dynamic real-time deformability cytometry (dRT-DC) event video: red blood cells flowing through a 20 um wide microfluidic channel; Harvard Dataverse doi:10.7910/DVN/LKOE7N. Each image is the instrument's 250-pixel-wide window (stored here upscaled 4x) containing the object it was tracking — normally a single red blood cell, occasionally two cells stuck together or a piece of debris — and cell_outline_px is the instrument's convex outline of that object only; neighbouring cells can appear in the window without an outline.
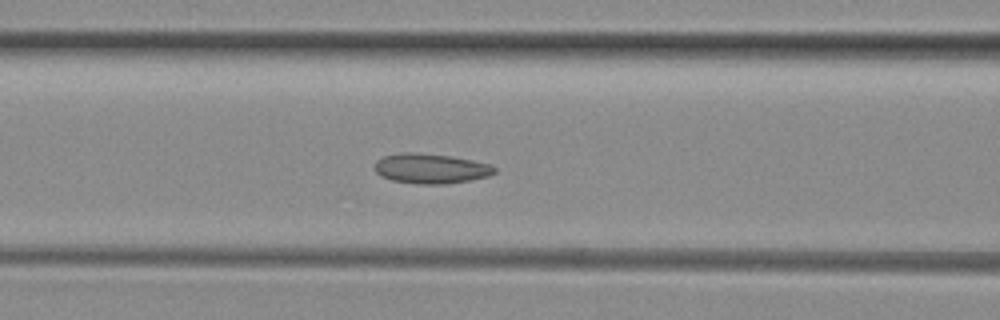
{"species": "common noctule bat (a hibernating species)", "species_latin": "Nyctalus noctula", "temperature_condition": "room temperature", "stored_images_in_passage": 29, "camera_frame_rate_fps": 3000, "um_per_image_px": 0.085, "animal": {"sex": "female", "body_mass_g": 29.2, "forearm_length_mm": 56.3}, "frame": {"image": 1, "passage_image": 11, "time_ms": 3.333, "image_size_px": [1000, 320], "cell_outline_px": [[496, 172], [488, 176], [472, 180], [444, 184], [420, 184], [392, 180], [380, 176], [372, 168], [376, 160], [384, 156], [400, 152], [416, 152], [452, 156], [472, 160], [488, 164], [496, 168]], "centroid_in_image_um": [36.58, 14.32], "position_along_channel_um": 130.0, "area_um2": 21.1}}
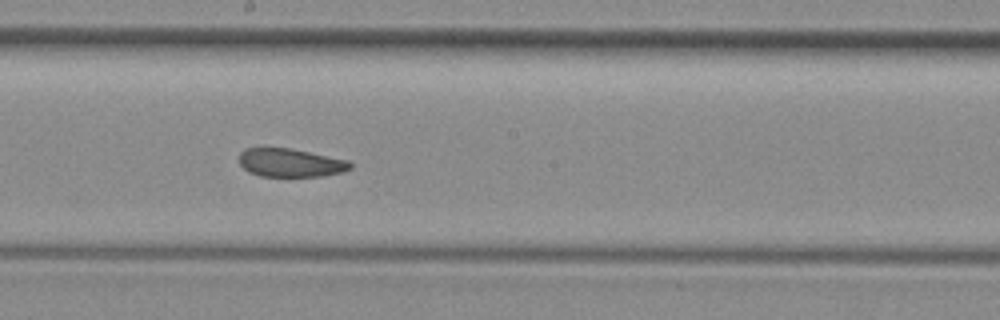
{"frame": {"image": 2, "passage_image": 18, "time_ms": 5.667, "image_size_px": [1000, 320], "cell_outline_px": [[352, 168], [340, 172], [320, 176], [260, 176], [248, 172], [240, 164], [240, 152], [244, 148], [292, 148], [348, 160], [352, 164]], "centroid_in_image_um": [24.67, 13.82], "position_along_channel_um": 223.5, "area_um2": 18.32}}
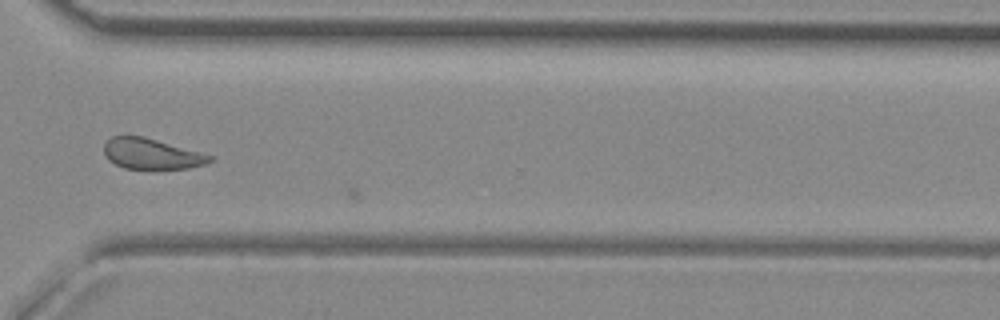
{"frame": {"image": 3, "passage_image": 28, "time_ms": 9.0, "image_size_px": [1000, 320], "cell_outline_px": [[212, 160], [204, 164], [188, 168], [152, 172], [124, 168], [108, 160], [104, 156], [104, 144], [112, 136], [144, 136], [200, 152], [212, 156]], "centroid_in_image_um": [12.85, 13.13], "position_along_channel_um": 357.7, "area_um2": 19.54}}